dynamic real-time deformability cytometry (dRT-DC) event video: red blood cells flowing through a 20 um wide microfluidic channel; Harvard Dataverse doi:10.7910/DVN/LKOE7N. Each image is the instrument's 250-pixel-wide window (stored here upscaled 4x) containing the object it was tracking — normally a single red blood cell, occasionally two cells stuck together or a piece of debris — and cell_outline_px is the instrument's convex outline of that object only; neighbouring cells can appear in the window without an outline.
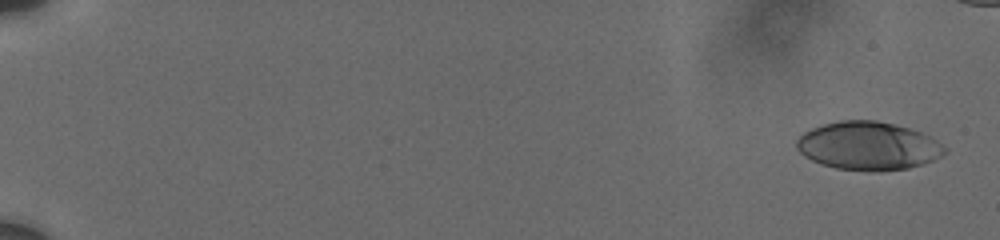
{"species": "human", "species_latin": "Homo sapiens", "temperature_condition": "cold", "stored_images_in_passage": 20, "camera_frame_rate_fps": 3000, "um_per_image_px": 0.085, "donor": {"sex": "male"}, "frame": {"image": 1, "passage_image": 1, "time_ms": 0.0, "image_size_px": [1000, 240], "cell_outline_px": [[944, 152], [940, 156], [924, 164], [908, 168], [836, 168], [820, 164], [804, 156], [796, 148], [796, 140], [804, 132], [812, 128], [824, 124], [840, 120], [876, 120], [896, 124], [920, 132], [944, 144]], "centroid_in_image_um": [73.76, 12.35], "position_along_channel_um": 11.2, "area_um2": 40.63}}
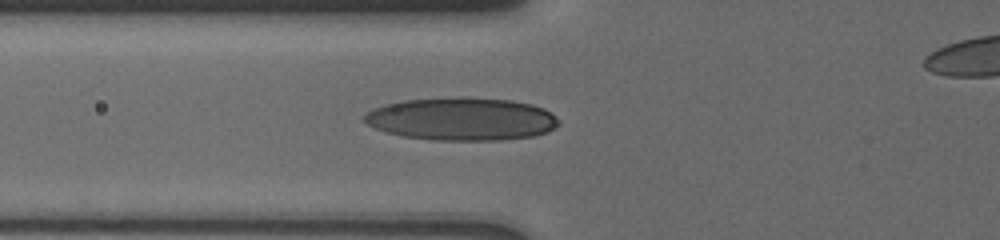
{"frame": {"image": 2, "passage_image": 18, "time_ms": 7.333, "image_size_px": [1000, 240], "cell_outline_px": [[560, 124], [556, 128], [548, 132], [532, 136], [504, 140], [436, 140], [404, 136], [388, 132], [376, 128], [368, 124], [364, 120], [364, 116], [372, 108], [384, 104], [404, 100], [468, 96], [512, 100], [532, 104], [544, 108], [556, 116], [560, 120]], "centroid_in_image_um": [39.3, 10.1], "position_along_channel_um": 86.5, "area_um2": 48.9}}
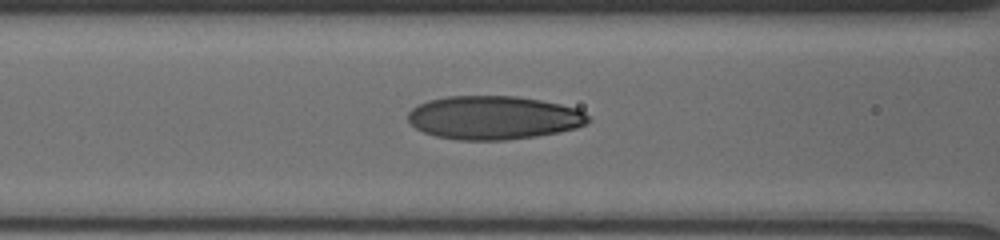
{"frame": {"image": 3, "passage_image": 20, "time_ms": 8.333, "image_size_px": [1000, 240], "cell_outline_px": [[592, 120], [576, 128], [560, 132], [536, 136], [504, 140], [456, 140], [436, 136], [424, 132], [416, 128], [408, 120], [408, 112], [412, 108], [428, 100], [448, 96], [516, 96], [540, 100], [560, 104], [576, 108], [584, 112]], "centroid_in_image_um": [41.96, 10.0], "position_along_channel_um": 124.6, "area_um2": 45.72}}